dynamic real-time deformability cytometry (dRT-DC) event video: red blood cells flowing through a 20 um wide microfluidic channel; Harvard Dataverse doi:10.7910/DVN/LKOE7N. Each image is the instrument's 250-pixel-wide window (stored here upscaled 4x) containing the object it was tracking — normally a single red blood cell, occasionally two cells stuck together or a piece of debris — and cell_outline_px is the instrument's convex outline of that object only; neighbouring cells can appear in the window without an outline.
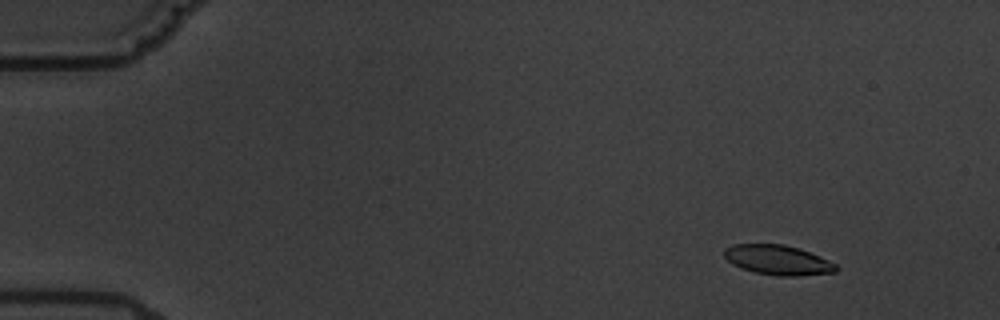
{"species": "common noctule bat (a hibernating species)", "species_latin": "Nyctalus noctula", "temperature_condition": "warm", "stored_images_in_passage": 6, "camera_frame_rate_fps": 3000, "um_per_image_px": 0.085, "animal": {"sex": "male", "body_mass_g": 19.5, "forearm_length_mm": 54.6}, "frame": {"image": 1, "passage_image": 1, "time_ms": 0.0, "image_size_px": [1000, 320], "cell_outline_px": [[840, 268], [836, 272], [796, 276], [780, 276], [756, 272], [732, 264], [724, 256], [724, 248], [732, 244], [784, 244], [820, 256], [836, 264]], "centroid_in_image_um": [66.13, 22.09], "position_along_channel_um": 18.9, "area_um2": 19.25}}
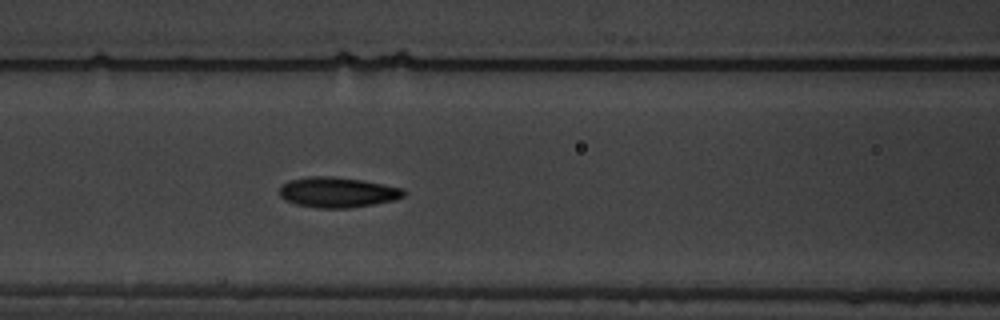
{"frame": {"image": 2, "passage_image": 6, "time_ms": 6.667, "image_size_px": [1000, 320], "cell_outline_px": [[408, 192], [404, 196], [396, 200], [348, 208], [316, 208], [296, 204], [284, 200], [280, 196], [280, 188], [288, 180], [308, 176], [332, 176], [364, 180], [404, 188]], "centroid_in_image_um": [28.72, 16.34], "position_along_channel_um": 137.9, "area_um2": 22.2}}